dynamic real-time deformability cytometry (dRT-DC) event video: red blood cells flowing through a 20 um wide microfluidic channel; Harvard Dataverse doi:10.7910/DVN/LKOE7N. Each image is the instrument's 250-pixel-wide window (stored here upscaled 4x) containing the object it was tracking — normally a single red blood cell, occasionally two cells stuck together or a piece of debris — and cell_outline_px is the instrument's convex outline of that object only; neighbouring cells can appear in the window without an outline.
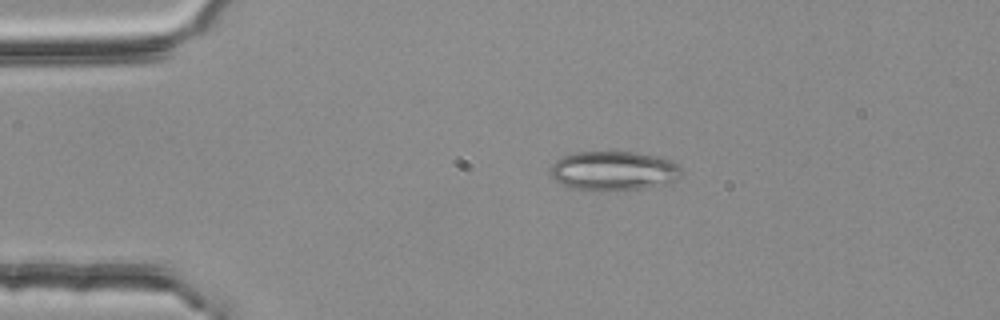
{"species": "common noctule bat (a hibernating species)", "species_latin": "Nyctalus noctula", "temperature_condition": "room temperature", "stored_images_in_passage": 44, "camera_frame_rate_fps": 3000, "um_per_image_px": 0.085, "animal": {"sex": "female", "body_mass_g": 25.1}, "frame": {"image": 1, "passage_image": 1, "time_ms": 0.0, "image_size_px": [1000, 320], "cell_outline_px": [[684, 176], [676, 180], [640, 188], [604, 192], [600, 192], [568, 188], [556, 180], [552, 176], [552, 164], [556, 160], [564, 156], [576, 152], [636, 152], [660, 156], [684, 168]], "centroid_in_image_um": [52.18, 14.53], "position_along_channel_um": 32.8, "area_um2": 30.29}}
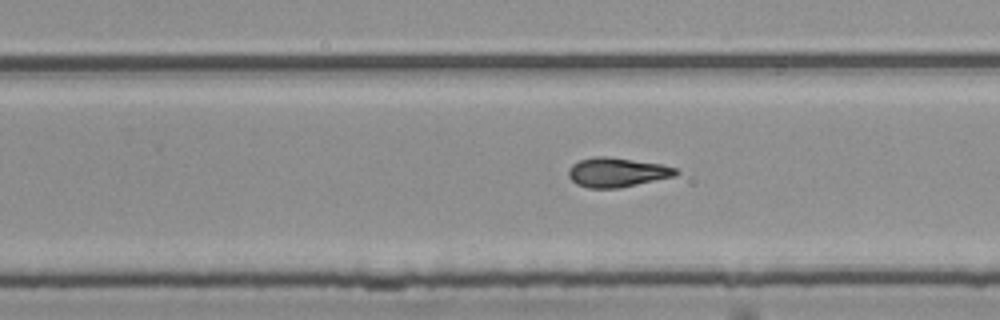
{"frame": {"image": 2, "passage_image": 24, "time_ms": 7.667, "image_size_px": [1000, 320], "cell_outline_px": [[680, 172], [676, 176], [620, 188], [588, 188], [576, 184], [568, 176], [568, 168], [572, 164], [580, 160], [592, 156], [608, 156], [660, 164], [676, 168]], "centroid_in_image_um": [52.43, 14.65], "position_along_channel_um": 277.4, "area_um2": 18.55}}
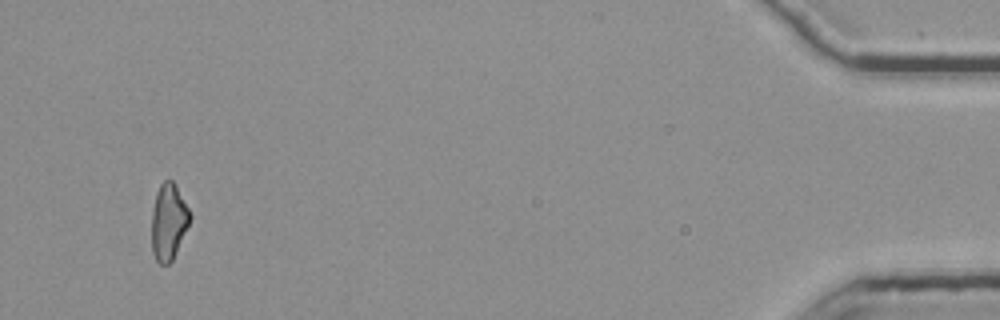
{"frame": {"image": 3, "passage_image": 42, "time_ms": 13.667, "image_size_px": [1000, 320], "cell_outline_px": [[192, 216], [176, 252], [172, 260], [168, 264], [160, 264], [156, 260], [152, 252], [152, 208], [156, 192], [160, 184], [164, 180], [172, 180], [176, 184]], "centroid_in_image_um": [14.32, 18.83], "position_along_channel_um": 420.9, "area_um2": 16.99}, "authors_computed_cell_mechanics": {"area_um2": 17.8602, "velocity_mm_per_s": 3.7803, "shape_relaxation_time_tau1_ms": null, "shape_relaxation_time_tau2_ms": 4.8711, "deformation_change_tau1": null, "deformation_change_tau2": 0.1443}}